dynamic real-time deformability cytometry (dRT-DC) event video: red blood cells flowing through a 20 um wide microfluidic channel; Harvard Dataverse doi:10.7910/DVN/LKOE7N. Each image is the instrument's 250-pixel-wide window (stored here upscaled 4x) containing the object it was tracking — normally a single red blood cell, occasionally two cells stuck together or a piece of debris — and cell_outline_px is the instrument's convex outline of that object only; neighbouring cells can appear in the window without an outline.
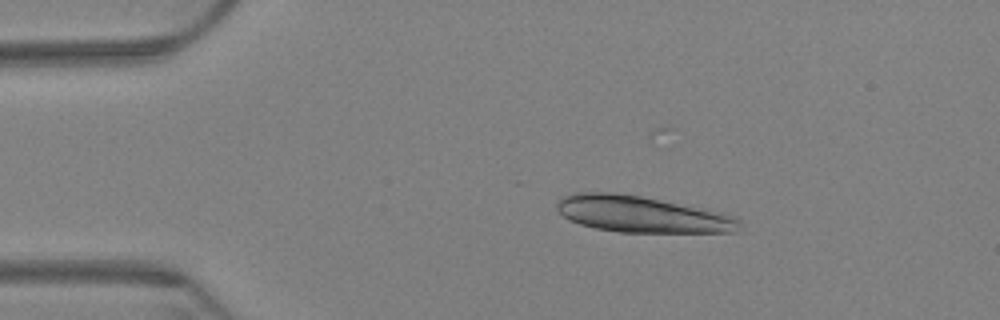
{"species": "Egyptian fruit bat (a non-hibernating species)", "species_latin": "Rousettus aegyptiacus", "temperature_condition": "warm", "stored_images_in_passage": 8, "segment_of_instrument_passage": [1, 2], "camera_frame_rate_fps": 3000, "um_per_image_px": 0.085, "animal": {"sex": "female"}, "frame": {"image": 1, "passage_image": 3, "time_ms": 0.667, "image_size_px": [1000, 320], "cell_outline_px": [[740, 228], [736, 232], [620, 232], [596, 228], [580, 224], [568, 220], [556, 208], [556, 204], [564, 196], [576, 192], [616, 192], [640, 196], [724, 212], [736, 216], [740, 220]], "centroid_in_image_um": [54.58, 18.21], "position_along_channel_um": 30.4, "area_um2": 38.73}}